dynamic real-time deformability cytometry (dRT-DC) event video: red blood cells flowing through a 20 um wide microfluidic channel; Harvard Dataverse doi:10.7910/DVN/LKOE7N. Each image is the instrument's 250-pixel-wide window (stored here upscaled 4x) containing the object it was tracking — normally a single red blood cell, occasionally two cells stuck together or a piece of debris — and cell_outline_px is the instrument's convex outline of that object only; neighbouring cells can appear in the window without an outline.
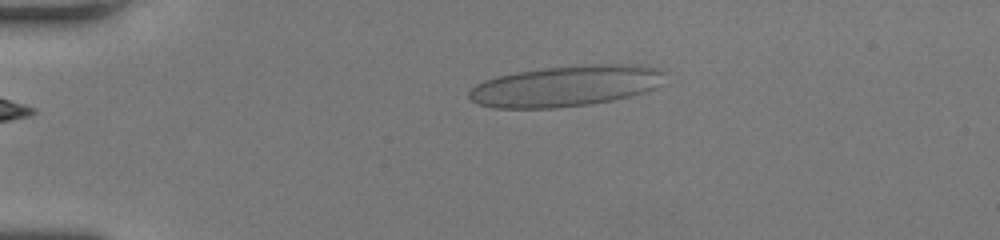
{"species": "human", "species_latin": "Homo sapiens", "temperature_condition": "room temperature", "stored_images_in_passage": 39, "camera_frame_rate_fps": 3000, "um_per_image_px": 0.085, "donor": {"sex": "female"}, "frame": {"image": 1, "passage_image": 1, "time_ms": 0.0, "image_size_px": [1000, 240], "cell_outline_px": [[668, 72], [660, 84], [656, 88], [632, 96], [612, 100], [588, 104], [556, 108], [492, 108], [480, 104], [472, 100], [468, 96], [468, 92], [476, 84], [484, 80], [496, 76], [516, 72], [544, 68], [592, 64], [632, 64], [660, 68]], "centroid_in_image_um": [48.13, 7.3], "position_along_channel_um": 36.9, "area_um2": 46.93}}
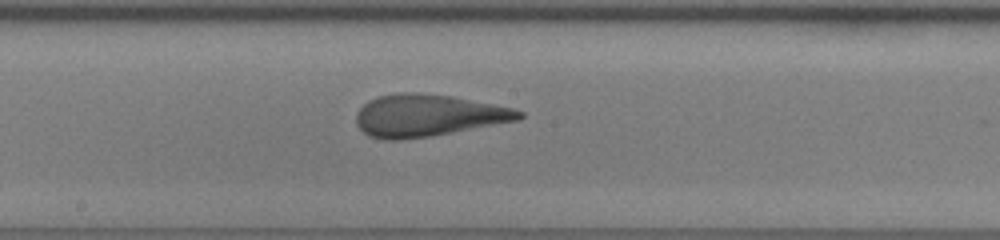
{"frame": {"image": 2, "passage_image": 17, "time_ms": 5.333, "image_size_px": [1000, 240], "cell_outline_px": [[524, 116], [520, 120], [432, 136], [400, 140], [388, 140], [368, 136], [356, 124], [356, 112], [368, 100], [376, 96], [400, 92], [416, 92], [452, 96], [512, 108], [524, 112]], "centroid_in_image_um": [36.35, 9.81], "position_along_channel_um": 211.9, "area_um2": 40.06}}
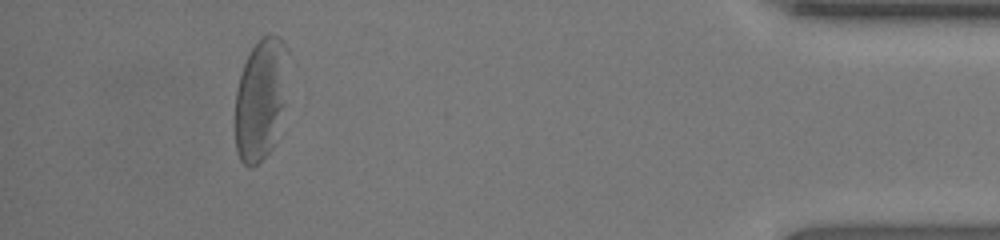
{"frame": {"image": 3, "passage_image": 35, "time_ms": 11.333, "image_size_px": [1000, 240], "cell_outline_px": [[288, 52], [284, 104], [272, 148], [252, 168], [244, 164], [240, 160], [236, 152], [236, 88], [244, 64], [252, 48], [260, 36], [268, 32], [272, 32], [280, 36], [288, 48]], "centroid_in_image_um": [22.16, 8.34], "position_along_channel_um": 413.0, "area_um2": 37.45}, "authors_computed_cell_mechanics": {"area_um2": 39.7664, "velocity_mm_per_s": 4.2671, "shape_relaxation_time_tau1_ms": 6.0546, "shape_relaxation_time_tau2_ms": 0.8012, "deformation_change_tau1": 0.2301, "deformation_change_tau2": 0.0889}}